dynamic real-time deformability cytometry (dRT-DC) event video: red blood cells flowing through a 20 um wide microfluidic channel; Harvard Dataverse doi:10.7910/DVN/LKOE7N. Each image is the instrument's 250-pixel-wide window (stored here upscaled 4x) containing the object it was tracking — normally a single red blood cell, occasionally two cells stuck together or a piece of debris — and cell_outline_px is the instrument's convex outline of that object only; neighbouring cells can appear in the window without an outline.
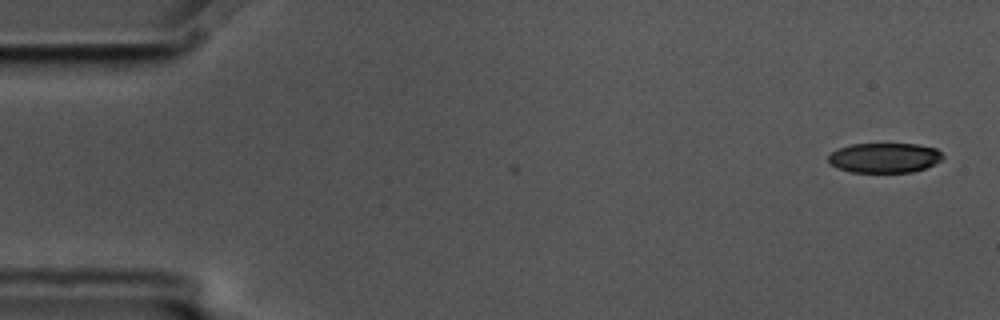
{"species": "common noctule bat (a hibernating species)", "species_latin": "Nyctalus noctula", "temperature_condition": "cold", "stored_images_in_passage": 2, "camera_frame_rate_fps": 3000, "um_per_image_px": 0.085, "animal": {"sex": "male", "body_mass_g": 17.5, "forearm_length_mm": 52.3}, "frame": {"image": 1, "passage_image": 2, "time_ms": 0.333, "image_size_px": [1000, 320], "cell_outline_px": [[944, 156], [940, 160], [924, 168], [912, 172], [852, 172], [836, 168], [828, 160], [828, 156], [832, 152], [840, 148], [852, 144], [916, 144], [936, 148]], "centroid_in_image_um": [75.17, 13.41], "position_along_channel_um": 9.8, "area_um2": 19.71}}